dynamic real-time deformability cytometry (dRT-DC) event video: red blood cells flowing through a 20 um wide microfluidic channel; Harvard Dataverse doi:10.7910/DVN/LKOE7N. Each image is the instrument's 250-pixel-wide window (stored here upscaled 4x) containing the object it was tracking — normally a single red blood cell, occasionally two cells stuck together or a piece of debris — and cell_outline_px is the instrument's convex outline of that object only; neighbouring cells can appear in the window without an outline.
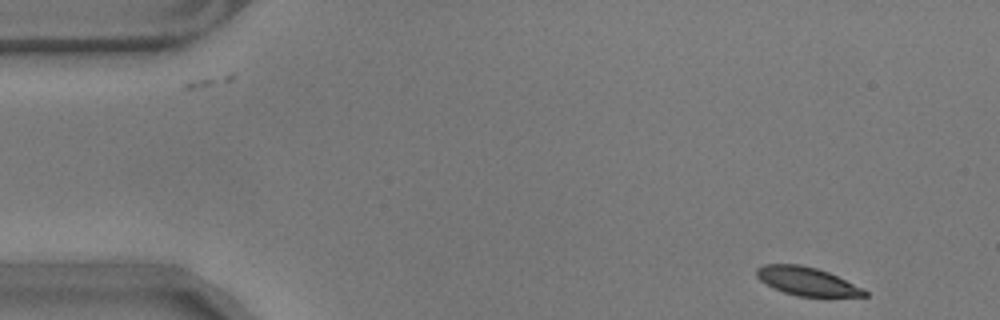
{"species": "common noctule bat (a hibernating species)", "species_latin": "Nyctalus noctula", "temperature_condition": "warm", "stored_images_in_passage": 56, "camera_frame_rate_fps": 3000, "um_per_image_px": 0.085, "animal": {"sex": "male", "body_mass_g": 17.9}, "frame": {"image": 1, "passage_image": 2, "time_ms": 0.333, "image_size_px": [1000, 320], "cell_outline_px": [[868, 296], [796, 296], [784, 292], [760, 280], [756, 276], [756, 268], [764, 264], [800, 264], [816, 268], [828, 272], [864, 288], [868, 292]], "centroid_in_image_um": [68.6, 23.9], "position_along_channel_um": 16.4, "area_um2": 17.69}}
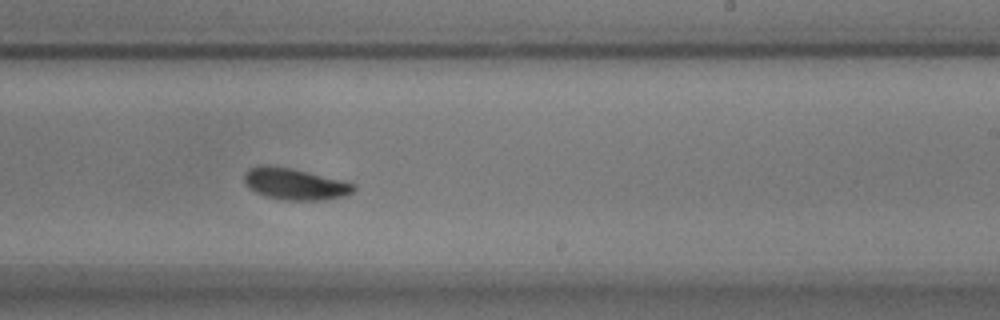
{"frame": {"image": 2, "passage_image": 32, "time_ms": 10.333, "image_size_px": [1000, 320], "cell_outline_px": [[356, 188], [352, 192], [344, 196], [324, 200], [284, 200], [268, 196], [256, 192], [248, 188], [244, 184], [244, 172], [248, 168], [260, 164], [264, 164], [288, 168], [308, 172], [356, 184]], "centroid_in_image_um": [25.02, 15.63], "position_along_channel_um": 264.0, "area_um2": 20.06}}
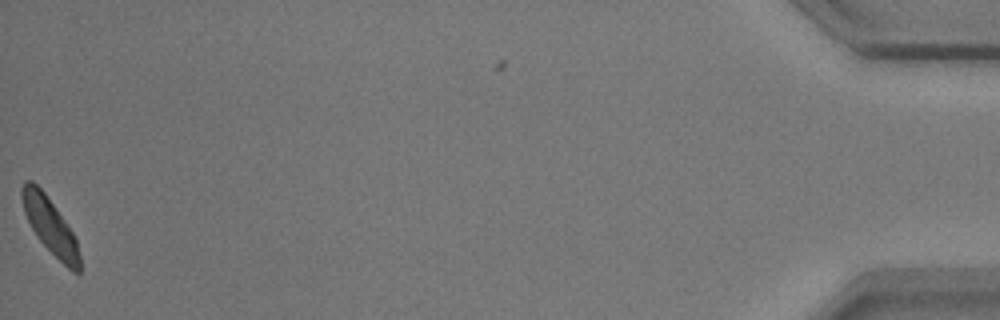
{"frame": {"image": 3, "passage_image": 55, "time_ms": 18.0, "image_size_px": [1000, 320], "cell_outline_px": [[80, 272], [72, 272], [36, 236], [24, 212], [20, 196], [20, 188], [24, 180], [32, 180], [44, 192], [64, 220], [72, 232], [76, 240], [80, 256]], "centroid_in_image_um": [4.22, 19.15], "position_along_channel_um": 431.0, "area_um2": 18.44}, "authors_computed_cell_mechanics": {"area_um2": 19.6809, "velocity_mm_per_s": 3.4763, "shape_relaxation_time_tau1_ms": 5.0951, "shape_relaxation_time_tau2_ms": 5.6367, "deformation_change_tau1": 0.2004, "deformation_change_tau2": 0.1087}}